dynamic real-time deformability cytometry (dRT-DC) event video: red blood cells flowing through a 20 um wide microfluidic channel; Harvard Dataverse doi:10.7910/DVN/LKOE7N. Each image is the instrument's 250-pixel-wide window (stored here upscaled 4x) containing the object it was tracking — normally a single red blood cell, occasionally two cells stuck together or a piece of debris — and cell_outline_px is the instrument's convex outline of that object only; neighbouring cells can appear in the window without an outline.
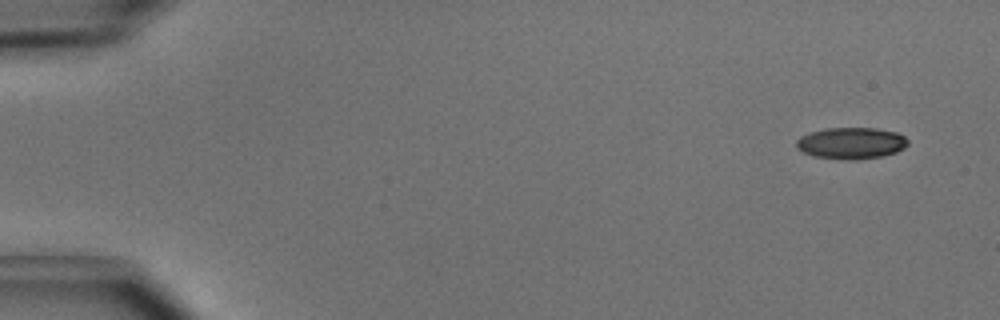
{"species": "common noctule bat (a hibernating species)", "species_latin": "Nyctalus noctula", "temperature_condition": "cold", "stored_images_in_passage": 5, "camera_frame_rate_fps": 3000, "um_per_image_px": 0.085, "animal": {"sex": "male", "body_mass_g": 15.6}, "frame": {"image": 1, "passage_image": 1, "time_ms": 0.0, "image_size_px": [1000, 320], "cell_outline_px": [[908, 144], [904, 148], [896, 152], [880, 156], [856, 160], [844, 160], [812, 156], [796, 148], [796, 140], [800, 136], [812, 132], [828, 128], [876, 128], [896, 132], [904, 136], [908, 140]], "centroid_in_image_um": [72.34, 12.17], "position_along_channel_um": 12.7, "area_um2": 20.52}}
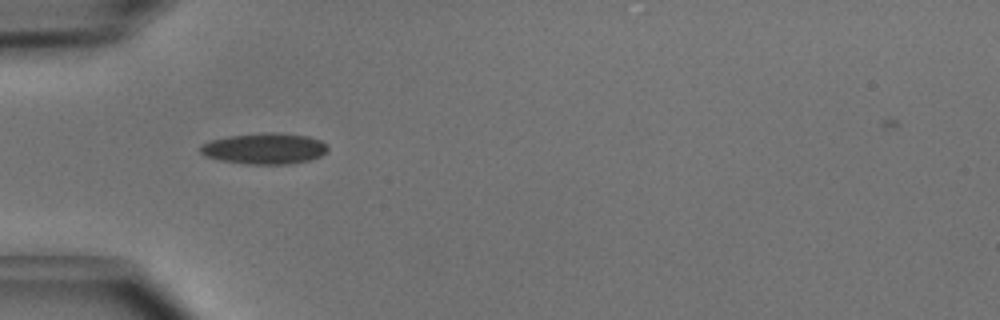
{"frame": {"image": 2, "passage_image": 4, "time_ms": 1.0, "image_size_px": [1000, 320], "cell_outline_px": [[328, 152], [312, 160], [288, 164], [244, 164], [220, 160], [204, 156], [200, 152], [200, 144], [212, 140], [228, 136], [268, 132], [276, 132], [308, 136], [320, 140], [328, 144]], "centroid_in_image_um": [22.51, 12.63], "position_along_channel_um": 62.5, "area_um2": 23.29}}